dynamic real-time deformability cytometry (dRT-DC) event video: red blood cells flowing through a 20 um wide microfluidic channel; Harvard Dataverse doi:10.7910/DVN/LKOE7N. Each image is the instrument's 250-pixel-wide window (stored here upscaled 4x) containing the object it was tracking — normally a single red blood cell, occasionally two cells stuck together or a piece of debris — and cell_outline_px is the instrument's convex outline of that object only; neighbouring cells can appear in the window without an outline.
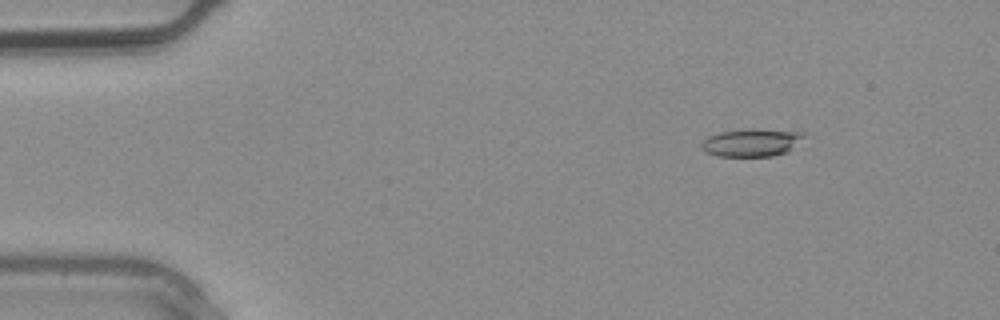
{"species": "common noctule bat (a hibernating species)", "species_latin": "Nyctalus noctula", "temperature_condition": "warm", "stored_images_in_passage": 2, "camera_frame_rate_fps": 3000, "um_per_image_px": 0.085, "animal": {"sex": "male", "body_mass_g": 20.4}, "frame": {"image": 1, "passage_image": 1, "time_ms": 0.0, "image_size_px": [1000, 320], "cell_outline_px": [[808, 136], [788, 152], [772, 156], [716, 156], [700, 148], [700, 144], [708, 136], [720, 132], [804, 132]], "centroid_in_image_um": [63.89, 12.19], "position_along_channel_um": 21.1, "area_um2": 15.61}}